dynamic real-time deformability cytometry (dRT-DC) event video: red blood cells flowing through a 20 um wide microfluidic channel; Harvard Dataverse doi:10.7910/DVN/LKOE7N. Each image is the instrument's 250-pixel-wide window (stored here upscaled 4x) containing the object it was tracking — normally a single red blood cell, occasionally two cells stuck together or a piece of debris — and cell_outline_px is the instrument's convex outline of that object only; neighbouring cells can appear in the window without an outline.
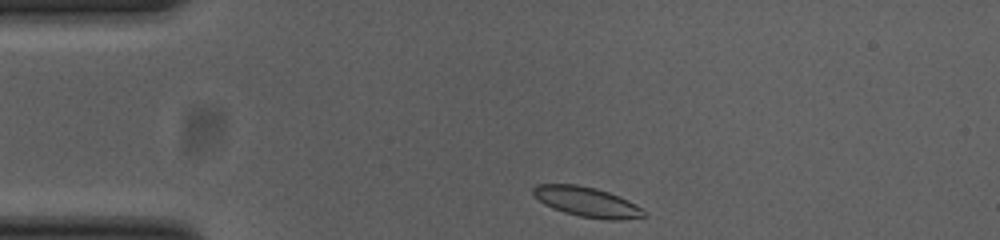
{"species": "common noctule bat (a hibernating species)", "species_latin": "Nyctalus noctula", "temperature_condition": "cold", "stored_images_in_passage": 37, "camera_frame_rate_fps": 3000, "um_per_image_px": 0.085, "animal": {"sex": "female", "body_mass_g": 23.0, "forearm_length_mm": 53.4}, "frame": {"image": 1, "passage_image": 1, "time_ms": 0.0, "image_size_px": [1000, 240], "cell_outline_px": [[648, 216], [620, 220], [604, 220], [580, 216], [564, 212], [552, 208], [544, 204], [532, 192], [532, 188], [536, 184], [576, 184], [596, 188], [608, 192], [628, 200], [636, 204]], "centroid_in_image_um": [49.89, 17.16], "position_along_channel_um": 35.1, "area_um2": 19.25}}
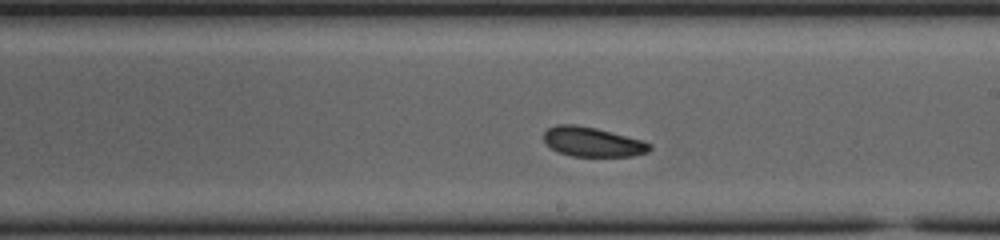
{"frame": {"image": 2, "passage_image": 21, "time_ms": 6.667, "image_size_px": [1000, 240], "cell_outline_px": [[652, 148], [648, 152], [632, 156], [572, 156], [556, 152], [544, 140], [544, 132], [548, 128], [556, 124], [576, 124], [596, 128], [644, 140], [652, 144]], "centroid_in_image_um": [50.38, 12.05], "position_along_channel_um": 238.6, "area_um2": 18.38}}
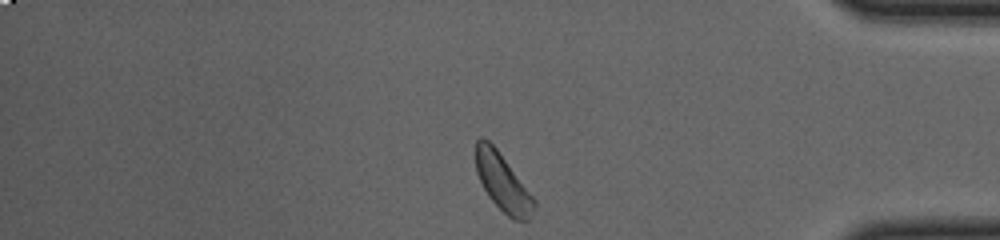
{"frame": {"image": 3, "passage_image": 36, "time_ms": 11.667, "image_size_px": [1000, 240], "cell_outline_px": [[536, 204], [528, 220], [512, 220], [488, 196], [476, 172], [476, 140], [480, 136], [484, 136], [496, 148], [536, 200]], "centroid_in_image_um": [42.72, 15.49], "position_along_channel_um": 392.5, "area_um2": 19.19}, "authors_computed_cell_mechanics": {"area_um2": 18.9584, "velocity_mm_per_s": 3.6412, "shape_relaxation_time_tau1_ms": null, "shape_relaxation_time_tau2_ms": 5.1808, "deformation_change_tau1": null, "deformation_change_tau2": 0.0953}}